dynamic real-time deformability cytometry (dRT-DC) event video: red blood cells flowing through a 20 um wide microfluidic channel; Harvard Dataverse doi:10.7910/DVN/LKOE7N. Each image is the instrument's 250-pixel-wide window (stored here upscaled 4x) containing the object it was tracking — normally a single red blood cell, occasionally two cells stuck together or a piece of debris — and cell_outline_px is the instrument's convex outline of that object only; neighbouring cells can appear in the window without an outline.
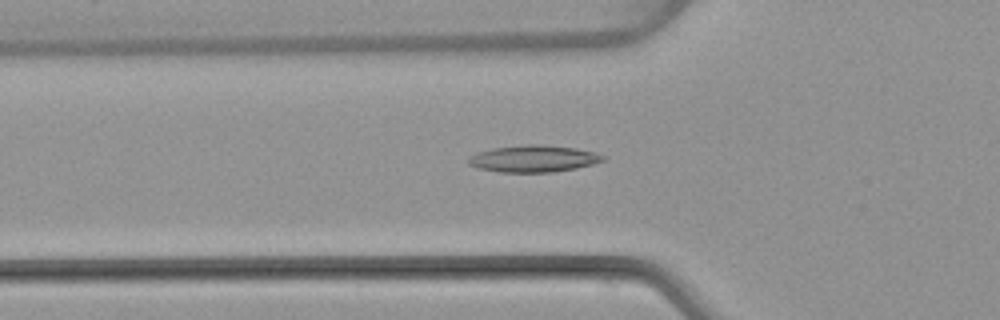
{"species": "common noctule bat (a hibernating species)", "species_latin": "Nyctalus noctula", "temperature_condition": "warm", "stored_images_in_passage": 50, "camera_frame_rate_fps": 3000, "um_per_image_px": 0.085, "animal": {"sex": "female", "body_mass_g": 22.7, "forearm_length_mm": 54.2}, "frame": {"image": 1, "passage_image": 17, "time_ms": 5.333, "image_size_px": [1000, 320], "cell_outline_px": [[604, 160], [592, 164], [576, 168], [552, 172], [500, 172], [476, 168], [468, 164], [468, 156], [476, 152], [492, 148], [524, 144], [536, 144], [576, 148], [592, 152], [604, 156]], "centroid_in_image_um": [45.27, 13.48], "position_along_channel_um": 80.5, "area_um2": 21.04}}
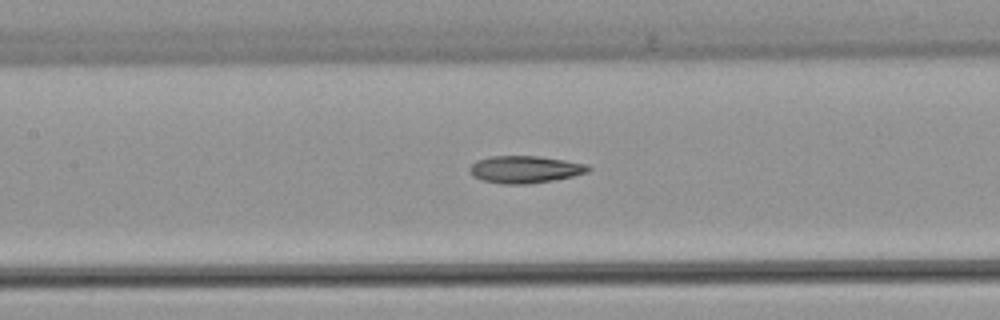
{"frame": {"image": 2, "passage_image": 23, "time_ms": 7.333, "image_size_px": [1000, 320], "cell_outline_px": [[592, 168], [588, 172], [572, 176], [552, 180], [528, 184], [500, 184], [484, 180], [472, 176], [468, 168], [476, 160], [492, 156], [536, 156], [564, 160], [588, 164]], "centroid_in_image_um": [44.61, 14.4], "position_along_channel_um": 162.8, "area_um2": 18.79}}
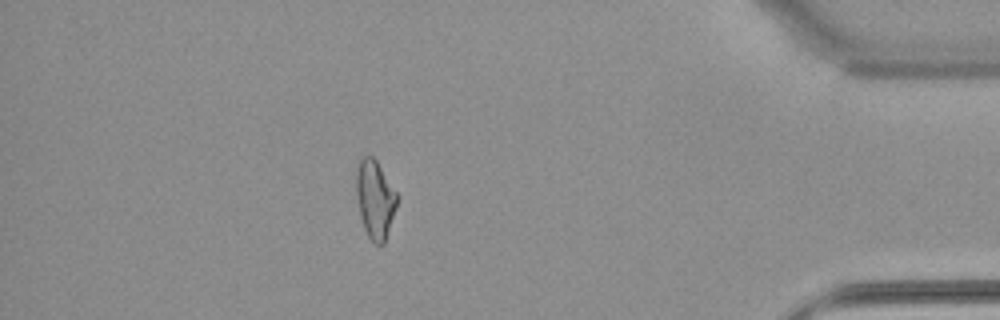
{"frame": {"image": 3, "passage_image": 44, "time_ms": 14.333, "image_size_px": [1000, 320], "cell_outline_px": [[396, 208], [384, 244], [376, 244], [368, 236], [364, 228], [360, 216], [356, 196], [356, 168], [360, 160], [364, 156], [372, 156], [376, 160], [396, 192]], "centroid_in_image_um": [31.85, 16.93], "position_along_channel_um": 403.3, "area_um2": 18.32}, "authors_computed_cell_mechanics": {"area_um2": 18.9873, "velocity_mm_per_s": 4.0753, "shape_relaxation_time_tau1_ms": null, "shape_relaxation_time_tau2_ms": 4.2856, "deformation_change_tau1": null, "deformation_change_tau2": 0.1377}}